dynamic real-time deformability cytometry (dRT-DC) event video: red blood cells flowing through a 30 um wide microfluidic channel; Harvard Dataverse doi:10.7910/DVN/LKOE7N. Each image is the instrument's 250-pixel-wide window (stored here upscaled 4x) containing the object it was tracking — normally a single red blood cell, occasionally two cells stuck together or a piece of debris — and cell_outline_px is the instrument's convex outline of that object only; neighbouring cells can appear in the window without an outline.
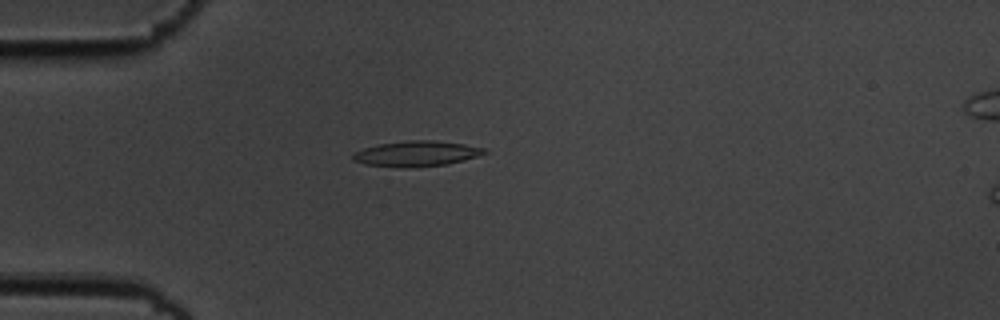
{"species": "common noctule bat (a hibernating species)", "species_latin": "Nyctalus noctula", "temperature_condition": "cold", "stored_images_in_passage": 56, "camera_frame_rate_fps": 3000, "um_per_image_px": 0.085, "animal": {"sex": "male", "body_mass_g": 19.5, "forearm_length_mm": 54.6}, "frame": {"image": 1, "passage_image": 16, "time_ms": 5.0, "image_size_px": [1000, 320], "cell_outline_px": [[488, 152], [476, 156], [444, 164], [412, 168], [404, 168], [364, 164], [352, 160], [352, 156], [356, 152], [364, 148], [380, 144], [408, 140], [432, 140], [464, 144], [488, 148]], "centroid_in_image_um": [35.39, 13.06], "position_along_channel_um": 49.6, "area_um2": 19.31}}
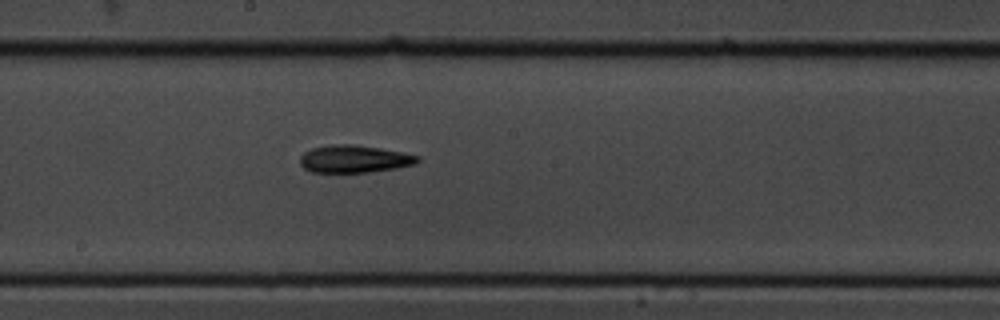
{"frame": {"image": 2, "passage_image": 31, "time_ms": 10.0, "image_size_px": [1000, 320], "cell_outline_px": [[420, 160], [416, 164], [396, 168], [368, 172], [312, 172], [304, 168], [300, 164], [300, 156], [304, 152], [312, 148], [336, 144], [352, 144], [380, 148], [404, 152], [420, 156]], "centroid_in_image_um": [30.14, 13.51], "position_along_channel_um": 218.1, "area_um2": 18.84}}
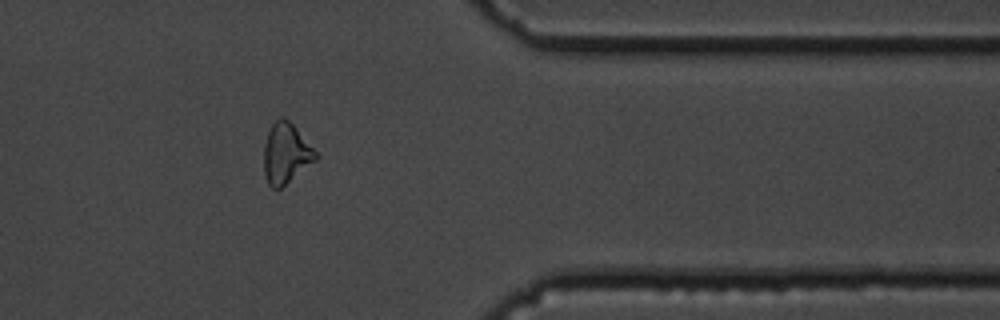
{"frame": {"image": 3, "passage_image": 46, "time_ms": 15.0, "image_size_px": [1000, 320], "cell_outline_px": [[320, 156], [316, 160], [280, 188], [272, 188], [268, 184], [264, 172], [264, 144], [268, 132], [272, 124], [280, 116], [284, 116], [296, 128]], "centroid_in_image_um": [24.3, 13.03], "position_along_channel_um": 387.1, "area_um2": 18.03}, "authors_computed_cell_mechanics": {"area_um2": 18.5249, "velocity_mm_per_s": 3.6555, "shape_relaxation_time_tau1_ms": 7.5342, "shape_relaxation_time_tau2_ms": 7.12, "deformation_change_tau1": 0.1754, "deformation_change_tau2": 0.1829}}